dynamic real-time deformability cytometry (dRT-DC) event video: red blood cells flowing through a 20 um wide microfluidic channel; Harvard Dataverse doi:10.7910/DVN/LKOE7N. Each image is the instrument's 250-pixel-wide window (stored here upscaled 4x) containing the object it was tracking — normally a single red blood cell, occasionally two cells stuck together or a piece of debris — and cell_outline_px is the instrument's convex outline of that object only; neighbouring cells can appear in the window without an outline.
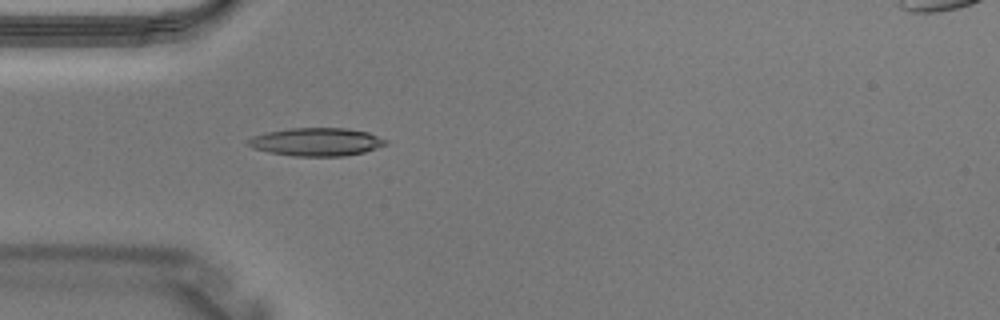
{"species": "Egyptian fruit bat (a non-hibernating species)", "species_latin": "Rousettus aegyptiacus", "temperature_condition": "warm", "stored_images_in_passage": 3, "camera_frame_rate_fps": 3000, "um_per_image_px": 0.085, "animal": {"sex": "male"}, "frame": {"image": 1, "passage_image": 3, "time_ms": 0.667, "image_size_px": [1000, 320], "cell_outline_px": [[388, 144], [364, 152], [344, 156], [292, 156], [268, 152], [252, 148], [248, 144], [248, 140], [252, 136], [268, 132], [288, 128], [348, 128], [368, 132], [388, 140]], "centroid_in_image_um": [26.92, 12.06], "position_along_channel_um": 58.1, "area_um2": 22.6}}